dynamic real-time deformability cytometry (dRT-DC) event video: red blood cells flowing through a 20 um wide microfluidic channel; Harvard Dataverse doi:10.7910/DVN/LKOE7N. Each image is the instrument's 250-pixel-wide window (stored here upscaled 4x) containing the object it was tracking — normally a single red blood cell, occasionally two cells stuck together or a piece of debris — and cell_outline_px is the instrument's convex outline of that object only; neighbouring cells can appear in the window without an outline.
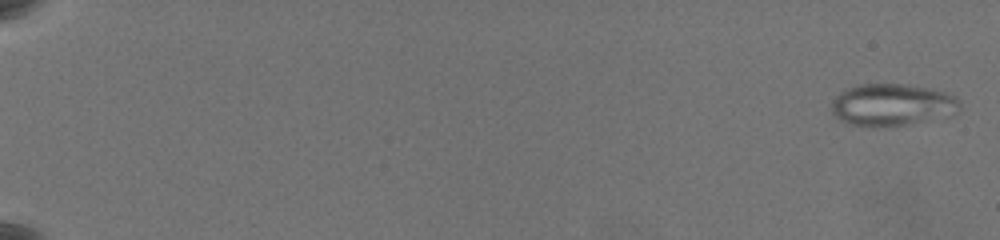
{"species": "common noctule bat (a hibernating species)", "species_latin": "Nyctalus noctula", "temperature_condition": "warm", "stored_images_in_passage": 62, "camera_frame_rate_fps": 3000, "um_per_image_px": 0.085, "animal": {"sex": "female", "body_mass_g": 19.5, "forearm_length_mm": 54.1}, "frame": {"image": 1, "passage_image": 2, "time_ms": 0.333, "image_size_px": [1000, 240], "cell_outline_px": [[960, 112], [952, 116], [908, 124], [884, 128], [876, 128], [848, 124], [840, 120], [832, 112], [832, 100], [840, 92], [848, 88], [860, 84], [904, 84], [932, 88], [956, 96], [960, 100]], "centroid_in_image_um": [75.88, 8.93], "position_along_channel_um": 9.1, "area_um2": 32.14}}
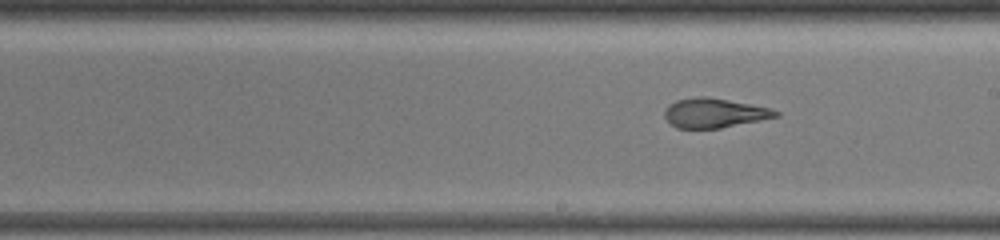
{"frame": {"image": 2, "passage_image": 39, "time_ms": 12.667, "image_size_px": [1000, 240], "cell_outline_px": [[780, 116], [720, 128], [676, 128], [664, 116], [664, 112], [668, 104], [676, 100], [700, 96], [704, 96], [728, 100], [772, 108], [780, 112]], "centroid_in_image_um": [60.72, 9.6], "position_along_channel_um": 228.3, "area_um2": 18.96}}
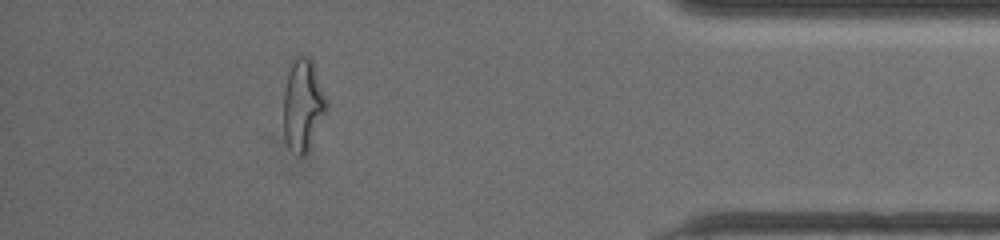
{"frame": {"image": 3, "passage_image": 57, "time_ms": 18.667, "image_size_px": [1000, 240], "cell_outline_px": [[328, 112], [308, 148], [300, 156], [296, 156], [288, 148], [284, 132], [284, 92], [288, 72], [292, 60], [296, 56], [308, 56], [312, 60], [328, 100]], "centroid_in_image_um": [25.77, 8.9], "position_along_channel_um": 409.4, "area_um2": 23.18}, "authors_computed_cell_mechanics": {"area_um2": 24.1315, "velocity_mm_per_s": 3.5827, "shape_relaxation_time_tau1_ms": null, "shape_relaxation_time_tau2_ms": 1.3732, "deformation_change_tau1": null, "deformation_change_tau2": 0.1052}}